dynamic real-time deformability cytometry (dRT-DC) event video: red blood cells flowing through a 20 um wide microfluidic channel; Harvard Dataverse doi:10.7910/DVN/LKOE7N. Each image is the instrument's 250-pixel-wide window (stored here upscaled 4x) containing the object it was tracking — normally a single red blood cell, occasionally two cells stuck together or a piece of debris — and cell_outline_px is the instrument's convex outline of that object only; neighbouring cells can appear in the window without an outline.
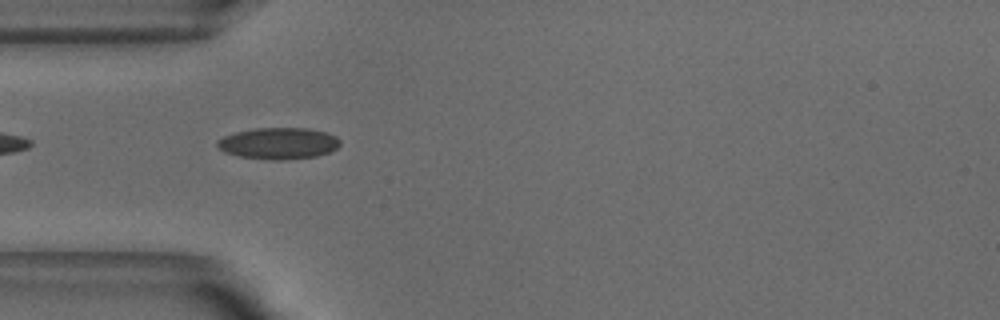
{"species": "common noctule bat (a hibernating species)", "species_latin": "Nyctalus noctula", "temperature_condition": "warm", "stored_images_in_passage": 38, "camera_frame_rate_fps": 3000, "um_per_image_px": 0.085, "animal": {"sex": "male", "body_mass_g": 18.8}, "frame": {"image": 1, "passage_image": 1, "time_ms": 0.0, "image_size_px": [1000, 320], "cell_outline_px": [[340, 144], [332, 152], [316, 156], [284, 160], [268, 160], [240, 156], [224, 152], [216, 144], [216, 140], [224, 136], [236, 132], [256, 128], [308, 128], [324, 132], [336, 136], [340, 140]], "centroid_in_image_um": [23.68, 12.19], "position_along_channel_um": 61.3, "area_um2": 22.6}}
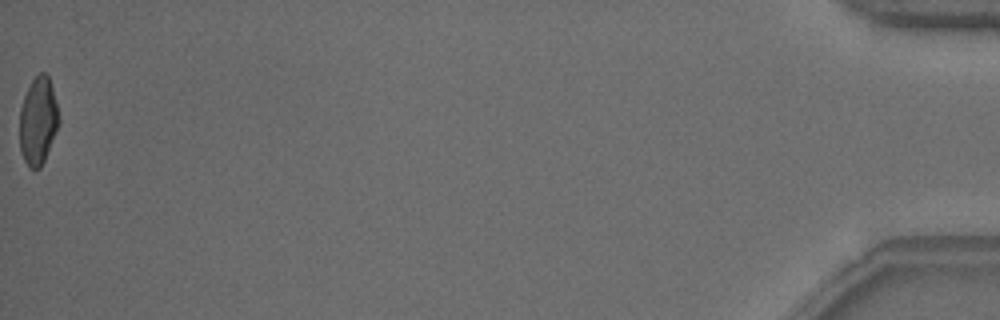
{"frame": {"image": 2, "passage_image": 38, "time_ms": 12.333, "image_size_px": [1000, 320], "cell_outline_px": [[60, 120], [56, 132], [44, 160], [40, 168], [28, 168], [20, 152], [20, 108], [24, 96], [32, 80], [40, 72], [44, 72], [48, 76], [52, 88], [60, 116]], "centroid_in_image_um": [3.23, 10.29], "position_along_channel_um": 432.0, "area_um2": 19.94}, "authors_computed_cell_mechanics": {"area_um2": 20.9525, "velocity_mm_per_s": 3.8526, "shape_relaxation_time_tau1_ms": 6.1488, "shape_relaxation_time_tau2_ms": 1.0487, "deformation_change_tau1": 0.1489, "deformation_change_tau2": 0.0606}}